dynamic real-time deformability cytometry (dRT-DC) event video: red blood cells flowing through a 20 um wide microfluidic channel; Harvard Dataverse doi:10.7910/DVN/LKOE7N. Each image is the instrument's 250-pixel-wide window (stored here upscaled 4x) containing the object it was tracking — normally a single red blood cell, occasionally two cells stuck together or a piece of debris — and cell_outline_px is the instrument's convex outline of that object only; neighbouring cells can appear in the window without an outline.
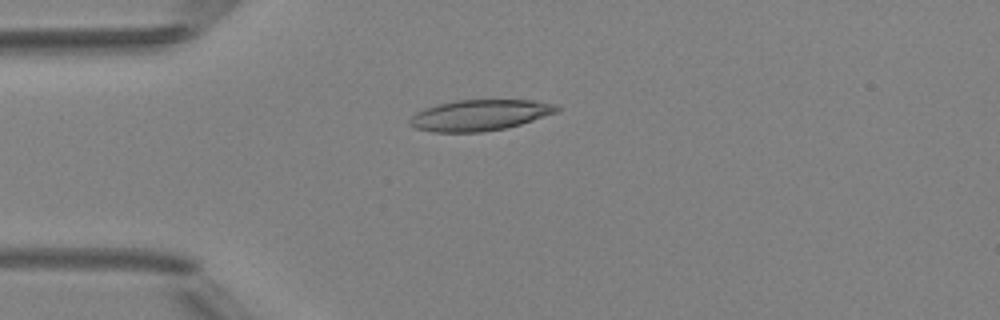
{"species": "Egyptian fruit bat (a non-hibernating species)", "species_latin": "Rousettus aegyptiacus", "temperature_condition": "room temperature", "stored_images_in_passage": 37, "camera_frame_rate_fps": 3000, "um_per_image_px": 0.085, "animal": {"sex": "female"}, "frame": {"image": 1, "passage_image": 1, "time_ms": 0.0, "image_size_px": [1000, 320], "cell_outline_px": [[564, 108], [556, 112], [520, 124], [504, 128], [480, 132], [432, 132], [416, 128], [408, 124], [408, 120], [416, 112], [424, 108], [456, 100], [532, 100], [556, 104]], "centroid_in_image_um": [40.77, 9.78], "position_along_channel_um": 44.2, "area_um2": 26.41}}
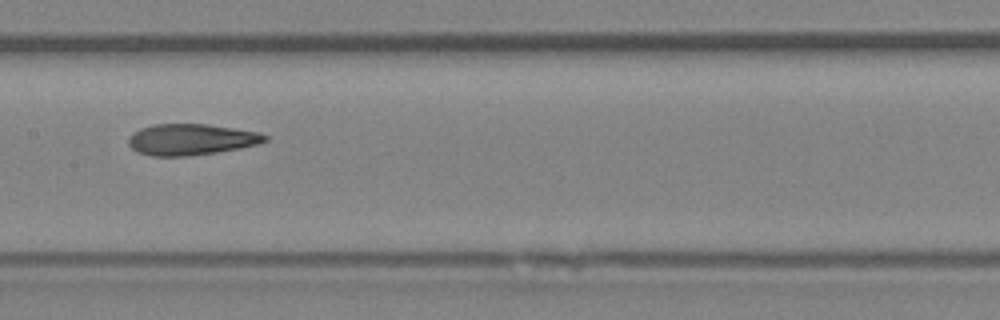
{"frame": {"image": 2, "passage_image": 13, "time_ms": 4.0, "image_size_px": [1000, 320], "cell_outline_px": [[268, 140], [256, 144], [240, 148], [216, 152], [184, 156], [152, 156], [136, 152], [128, 144], [128, 136], [132, 132], [140, 128], [152, 124], [208, 124], [260, 132], [268, 136]], "centroid_in_image_um": [16.2, 11.85], "position_along_channel_um": 191.2, "area_um2": 24.91}}
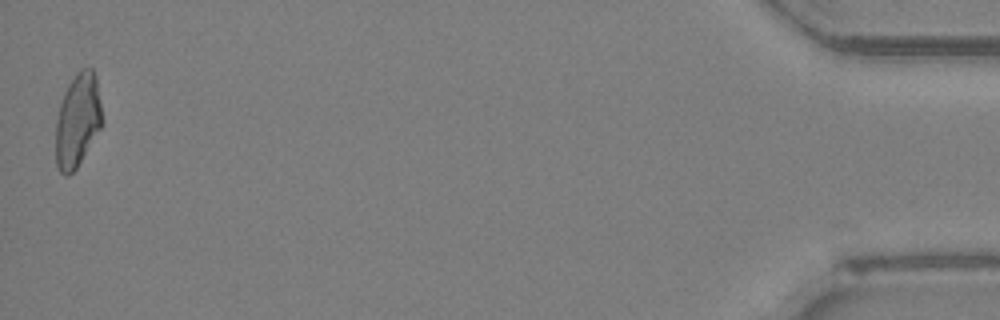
{"frame": {"image": 3, "passage_image": 37, "time_ms": 12.0, "image_size_px": [1000, 320], "cell_outline_px": [[104, 124], [76, 168], [68, 176], [64, 176], [60, 172], [56, 164], [56, 120], [60, 104], [64, 92], [68, 84], [76, 72], [80, 68], [92, 68], [96, 76], [104, 120]], "centroid_in_image_um": [6.62, 10.21], "position_along_channel_um": 428.6, "area_um2": 25.66}, "authors_computed_cell_mechanics": {"area_um2": 25.143, "velocity_mm_per_s": 4.1712, "shape_relaxation_time_tau1_ms": 10.2774, "shape_relaxation_time_tau2_ms": 1.6319, "deformation_change_tau1": 0.2762, "deformation_change_tau2": 0.0959}}